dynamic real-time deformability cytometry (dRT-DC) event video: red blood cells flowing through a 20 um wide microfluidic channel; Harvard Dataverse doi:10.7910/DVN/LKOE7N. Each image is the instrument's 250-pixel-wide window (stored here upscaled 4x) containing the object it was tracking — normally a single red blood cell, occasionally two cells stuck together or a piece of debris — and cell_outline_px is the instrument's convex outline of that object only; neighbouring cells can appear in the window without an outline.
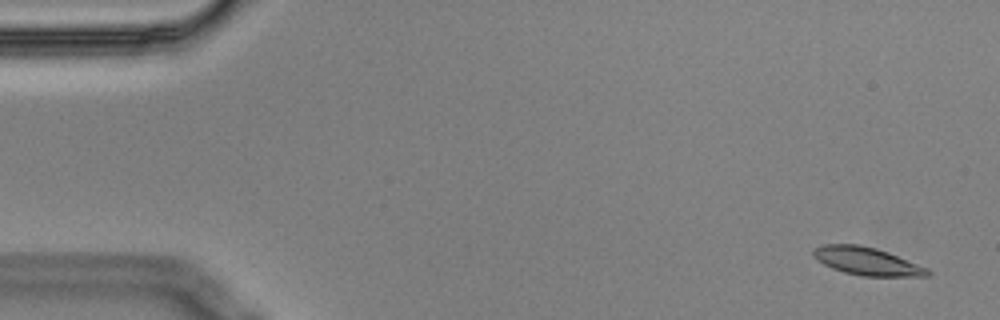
{"species": "Egyptian fruit bat (a non-hibernating species)", "species_latin": "Rousettus aegyptiacus", "temperature_condition": "cold", "stored_images_in_passage": 6, "camera_frame_rate_fps": 3000, "um_per_image_px": 0.085, "animal": {"sex": "male"}, "frame": {"image": 1, "passage_image": 1, "time_ms": 0.0, "image_size_px": [1000, 320], "cell_outline_px": [[932, 272], [928, 276], [860, 276], [844, 272], [832, 268], [824, 264], [812, 256], [812, 248], [824, 244], [860, 244], [876, 248], [888, 252], [928, 268]], "centroid_in_image_um": [73.66, 22.19], "position_along_channel_um": 11.3, "area_um2": 18.67}}